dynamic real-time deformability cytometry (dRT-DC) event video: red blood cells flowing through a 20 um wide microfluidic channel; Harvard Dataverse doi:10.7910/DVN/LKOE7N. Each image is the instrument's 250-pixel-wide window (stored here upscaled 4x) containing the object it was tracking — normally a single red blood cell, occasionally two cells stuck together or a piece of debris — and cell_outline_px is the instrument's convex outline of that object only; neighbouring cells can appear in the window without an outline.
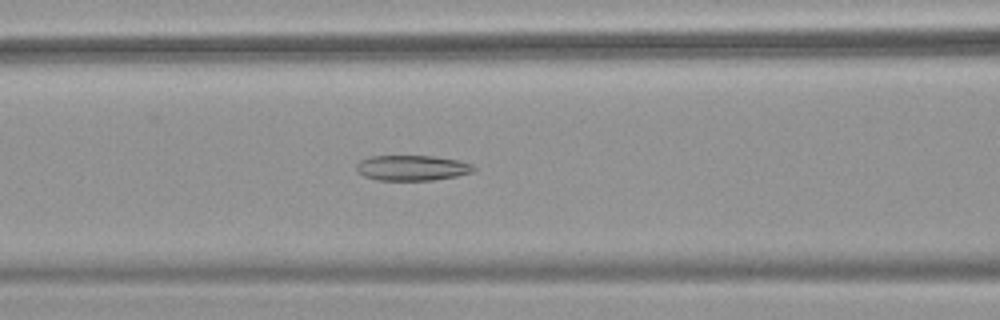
{"species": "common noctule bat (a hibernating species)", "species_latin": "Nyctalus noctula", "temperature_condition": "warm", "stored_images_in_passage": 52, "camera_frame_rate_fps": 3000, "um_per_image_px": 0.085, "animal": {"sex": "female", "body_mass_g": 18.4}, "frame": {"image": 1, "passage_image": 22, "time_ms": 7.0, "image_size_px": [1000, 320], "cell_outline_px": [[476, 168], [472, 172], [456, 176], [432, 180], [376, 180], [364, 176], [356, 172], [356, 164], [360, 160], [372, 156], [432, 156], [460, 160], [472, 164]], "centroid_in_image_um": [35.01, 14.27], "position_along_channel_um": 131.6, "area_um2": 17.4}}
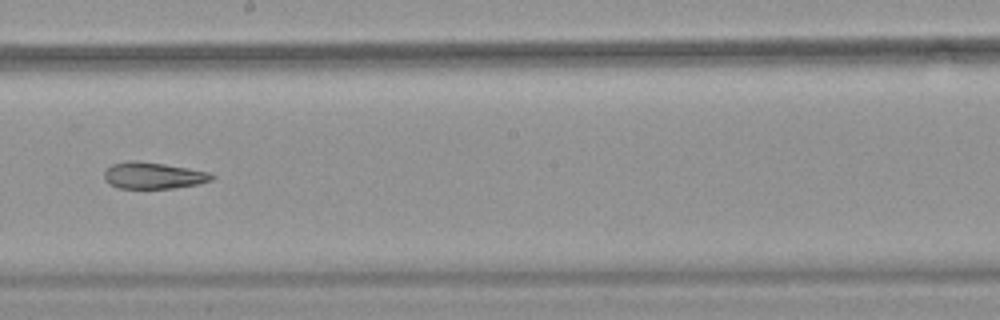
{"frame": {"image": 2, "passage_image": 30, "time_ms": 9.667, "image_size_px": [1000, 320], "cell_outline_px": [[216, 176], [212, 180], [200, 184], [172, 188], [116, 188], [108, 184], [104, 180], [104, 172], [112, 164], [128, 160], [132, 160], [164, 164], [188, 168], [208, 172]], "centroid_in_image_um": [13.01, 14.92], "position_along_channel_um": 235.2, "area_um2": 16.7}}
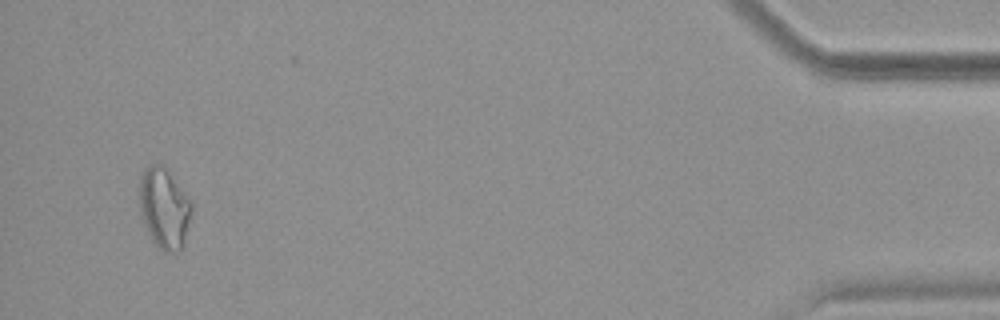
{"frame": {"image": 3, "passage_image": 50, "time_ms": 16.333, "image_size_px": [1000, 320], "cell_outline_px": [[192, 208], [184, 248], [176, 252], [164, 252], [152, 240], [144, 224], [140, 212], [140, 176], [148, 164], [164, 164], [168, 168], [192, 204]], "centroid_in_image_um": [13.97, 17.69], "position_along_channel_um": 421.2, "area_um2": 24.68}, "authors_computed_cell_mechanics": {"area_um2": 21.4438, "velocity_mm_per_s": 3.9027, "shape_relaxation_time_tau1_ms": null, "shape_relaxation_time_tau2_ms": 9.6258, "deformation_change_tau1": null, "deformation_change_tau2": 0.2199}}